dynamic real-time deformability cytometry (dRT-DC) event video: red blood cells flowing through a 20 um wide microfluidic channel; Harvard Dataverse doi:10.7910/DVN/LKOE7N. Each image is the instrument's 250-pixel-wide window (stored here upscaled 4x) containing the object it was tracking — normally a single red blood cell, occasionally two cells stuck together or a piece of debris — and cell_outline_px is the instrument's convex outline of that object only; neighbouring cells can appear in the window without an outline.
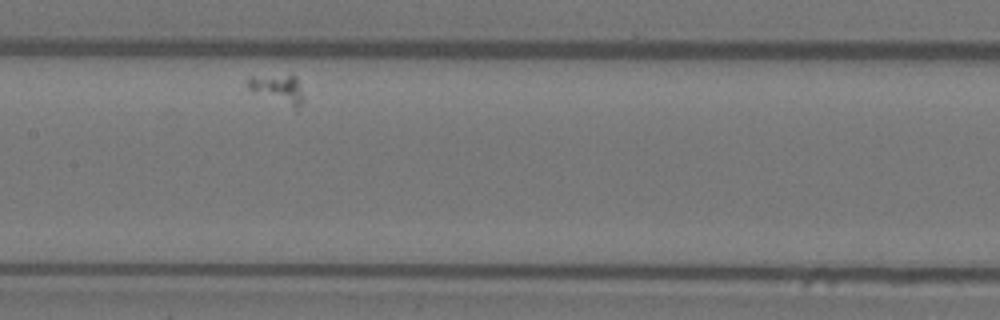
{"species": "Egyptian fruit bat (a non-hibernating species)", "species_latin": "Rousettus aegyptiacus", "temperature_condition": "warm", "stored_images_in_passage": 5, "camera_frame_rate_fps": 3000, "um_per_image_px": 0.085, "animal": {"sex": "female"}, "frame": {"image": 1, "passage_image": 4, "time_ms": 1.0, "image_size_px": [1000, 320], "cell_outline_px": [[304, 100], [296, 112], [248, 88], [244, 80], [248, 76], [292, 72], [296, 76]], "centroid_in_image_um": [23.63, 7.53], "position_along_channel_um": 183.8, "area_um2": 10.23}}